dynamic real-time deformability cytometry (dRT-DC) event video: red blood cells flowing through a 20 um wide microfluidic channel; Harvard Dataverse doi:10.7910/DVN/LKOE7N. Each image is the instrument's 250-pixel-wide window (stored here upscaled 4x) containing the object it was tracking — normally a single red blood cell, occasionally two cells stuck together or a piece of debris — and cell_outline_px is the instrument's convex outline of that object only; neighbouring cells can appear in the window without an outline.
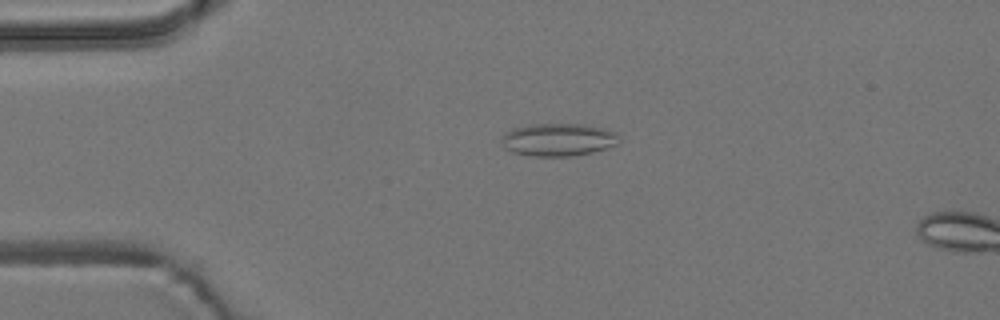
{"species": "common noctule bat (a hibernating species)", "species_latin": "Nyctalus noctula", "temperature_condition": "room temperature", "stored_images_in_passage": 6, "camera_frame_rate_fps": 3000, "um_per_image_px": 0.085, "animal": {"sex": "male", "body_mass_g": 19.2, "forearm_length_mm": 51.8}, "frame": {"image": 1, "passage_image": 6, "time_ms": 7.0, "image_size_px": [1000, 320], "cell_outline_px": [[620, 140], [616, 144], [592, 152], [572, 156], [532, 156], [512, 152], [504, 148], [500, 140], [500, 136], [512, 128], [532, 124], [580, 124], [604, 128], [616, 132]], "centroid_in_image_um": [47.4, 11.87], "position_along_channel_um": 37.6, "area_um2": 22.48}}